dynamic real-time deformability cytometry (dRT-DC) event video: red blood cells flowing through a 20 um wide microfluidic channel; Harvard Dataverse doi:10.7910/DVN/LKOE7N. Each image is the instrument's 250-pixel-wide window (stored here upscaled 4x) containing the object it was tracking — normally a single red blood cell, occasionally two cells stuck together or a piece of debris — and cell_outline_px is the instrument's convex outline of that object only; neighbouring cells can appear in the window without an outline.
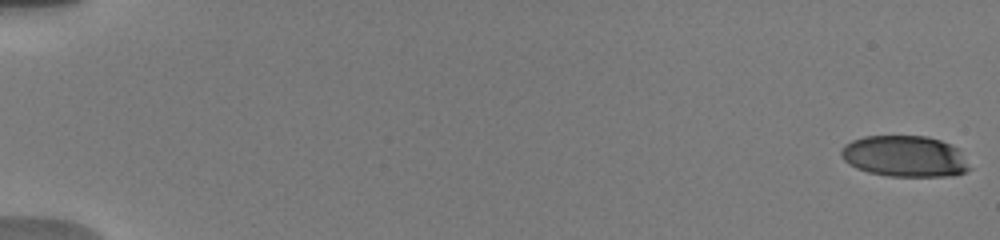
{"species": "human", "species_latin": "Homo sapiens", "temperature_condition": "warm", "stored_images_in_passage": 68, "camera_frame_rate_fps": 3000, "um_per_image_px": 0.085, "donor": {"sex": "male"}, "frame": {"image": 1, "passage_image": 1, "time_ms": 0.0, "image_size_px": [1000, 240], "cell_outline_px": [[972, 168], [964, 172], [952, 176], [888, 176], [868, 172], [856, 168], [848, 164], [840, 156], [840, 152], [844, 144], [852, 140], [864, 136], [928, 136], [952, 144], [956, 148]], "centroid_in_image_um": [76.87, 13.28], "position_along_channel_um": 8.1, "area_um2": 30.92}}
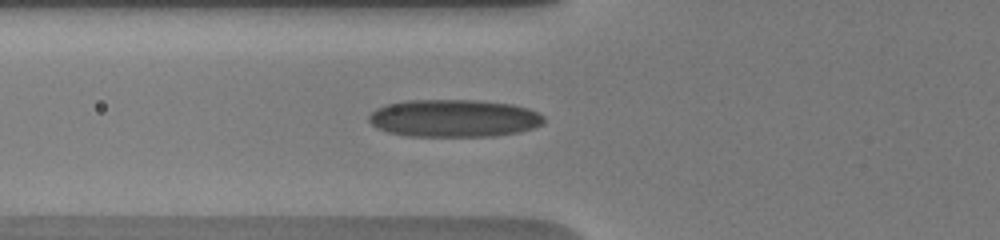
{"frame": {"image": 2, "passage_image": 27, "time_ms": 7.0, "image_size_px": [1000, 240], "cell_outline_px": [[544, 124], [520, 132], [496, 136], [408, 136], [388, 132], [376, 128], [368, 120], [368, 116], [376, 108], [384, 104], [404, 100], [480, 100], [512, 104], [528, 108], [544, 116]], "centroid_in_image_um": [38.57, 10.05], "position_along_channel_um": 87.2, "area_um2": 38.67}}
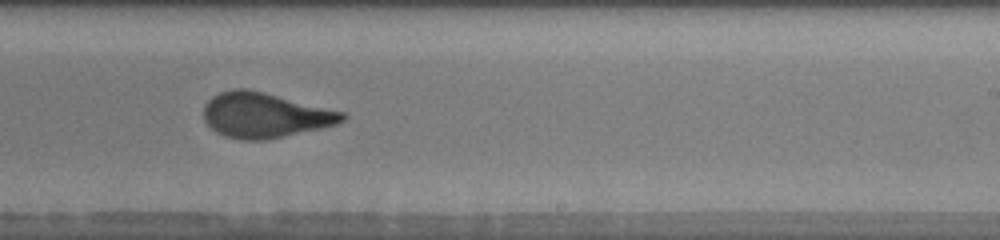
{"frame": {"image": 3, "passage_image": 40, "time_ms": 11.667, "image_size_px": [1000, 240], "cell_outline_px": [[348, 116], [344, 120], [336, 124], [320, 128], [268, 140], [244, 140], [224, 136], [216, 132], [204, 120], [204, 104], [212, 96], [220, 92], [232, 88], [244, 88], [264, 92], [344, 112]], "centroid_in_image_um": [22.49, 9.79], "position_along_channel_um": 266.5, "area_um2": 36.36}, "authors_computed_cell_mechanics": {"area_um2": 35.1424, "velocity_mm_per_s": 3.8234, "shape_relaxation_time_tau1_ms": 7.0005, "shape_relaxation_time_tau2_ms": 0.839, "deformation_change_tau1": 0.2353, "deformation_change_tau2": 0.0832}}